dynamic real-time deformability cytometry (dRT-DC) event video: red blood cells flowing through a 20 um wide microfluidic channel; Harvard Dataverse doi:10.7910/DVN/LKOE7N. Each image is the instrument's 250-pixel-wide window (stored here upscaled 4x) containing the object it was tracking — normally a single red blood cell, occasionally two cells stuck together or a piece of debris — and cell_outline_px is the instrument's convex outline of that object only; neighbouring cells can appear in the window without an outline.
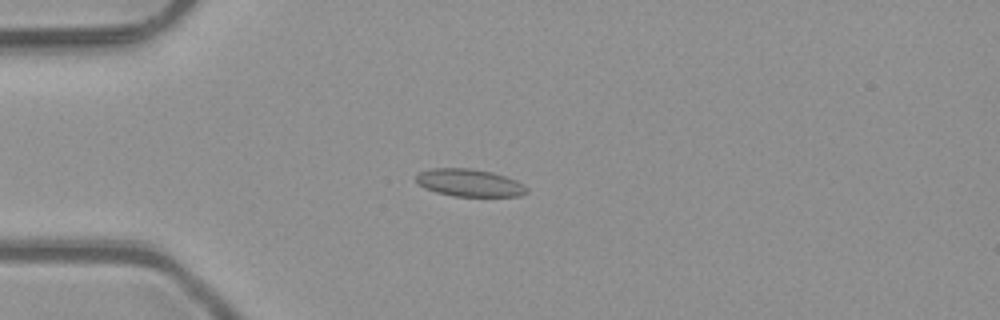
{"species": "common noctule bat (a hibernating species)", "species_latin": "Nyctalus noctula", "temperature_condition": "room temperature", "stored_images_in_passage": 44, "camera_frame_rate_fps": 3000, "um_per_image_px": 0.085, "animal": {"sex": "male", "body_mass_g": 23.1, "forearm_length_mm": 52.7}, "frame": {"image": 1, "passage_image": 7, "time_ms": 2.0, "image_size_px": [1000, 320], "cell_outline_px": [[528, 192], [520, 196], [452, 196], [436, 192], [424, 188], [416, 180], [416, 176], [420, 172], [432, 168], [472, 168], [492, 172], [516, 180], [524, 184], [528, 188]], "centroid_in_image_um": [39.92, 15.54], "position_along_channel_um": 45.1, "area_um2": 17.74}}
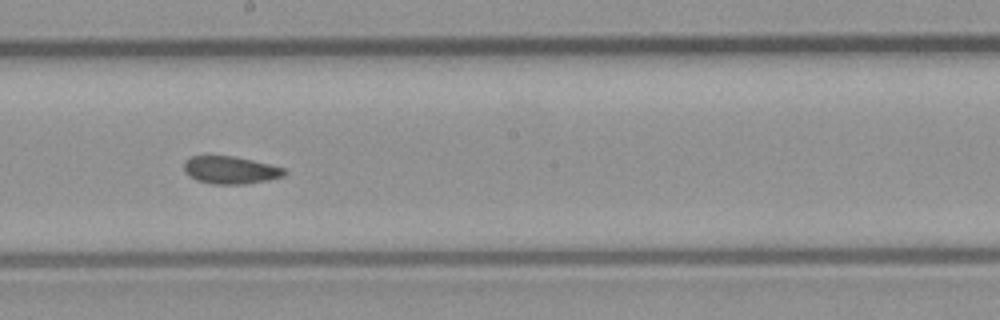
{"frame": {"image": 2, "passage_image": 22, "time_ms": 7.0, "image_size_px": [1000, 320], "cell_outline_px": [[288, 172], [284, 176], [268, 180], [244, 184], [212, 184], [196, 180], [184, 168], [184, 160], [192, 156], [232, 156], [252, 160], [284, 168]], "centroid_in_image_um": [19.61, 14.46], "position_along_channel_um": 228.6, "area_um2": 15.95}}
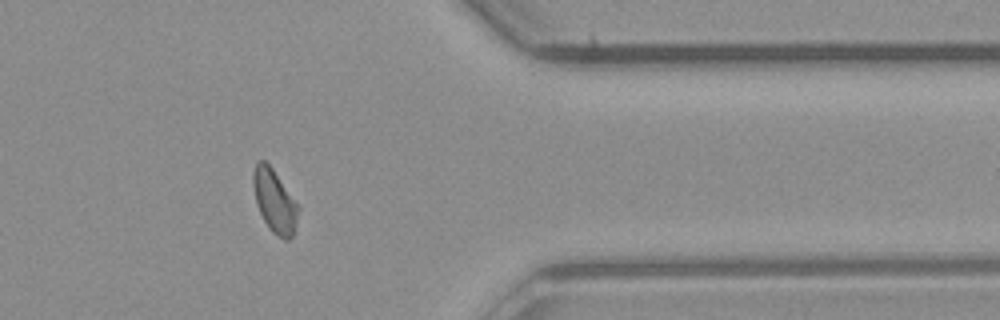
{"frame": {"image": 3, "passage_image": 35, "time_ms": 11.333, "image_size_px": [1000, 320], "cell_outline_px": [[300, 208], [296, 224], [292, 236], [288, 240], [284, 240], [272, 232], [268, 228], [256, 204], [252, 184], [252, 172], [256, 160], [264, 160], [272, 168], [300, 204]], "centroid_in_image_um": [23.34, 17.07], "position_along_channel_um": 388.1, "area_um2": 16.99}, "authors_computed_cell_mechanics": {"area_um2": 16.6464, "velocity_mm_per_s": 4.0771, "shape_relaxation_time_tau1_ms": null, "shape_relaxation_time_tau2_ms": 2.387, "deformation_change_tau1": null, "deformation_change_tau2": 0.0764}}